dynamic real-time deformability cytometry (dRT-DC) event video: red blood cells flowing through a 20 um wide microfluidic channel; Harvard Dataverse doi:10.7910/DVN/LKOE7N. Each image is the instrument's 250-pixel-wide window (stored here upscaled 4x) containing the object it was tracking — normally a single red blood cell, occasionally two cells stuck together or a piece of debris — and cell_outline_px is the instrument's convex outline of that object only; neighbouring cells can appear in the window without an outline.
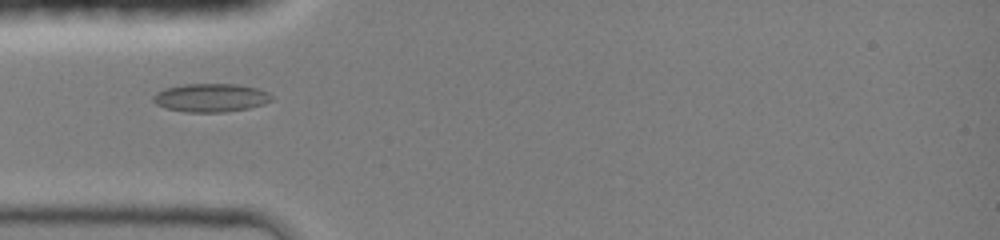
{"species": "common noctule bat (a hibernating species)", "species_latin": "Nyctalus noctula", "temperature_condition": "room temperature", "stored_images_in_passage": 9, "camera_frame_rate_fps": 3000, "um_per_image_px": 0.085, "animal": {"sex": "female", "body_mass_g": 19.0, "forearm_length_mm": 51.5}, "frame": {"image": 1, "passage_image": 1, "time_ms": 0.0, "image_size_px": [1000, 240], "cell_outline_px": [[272, 100], [264, 104], [248, 108], [224, 112], [184, 112], [164, 108], [156, 104], [152, 100], [152, 96], [156, 92], [164, 88], [184, 84], [236, 84], [256, 88], [268, 92], [272, 96]], "centroid_in_image_um": [17.88, 8.31], "position_along_channel_um": 67.1, "area_um2": 19.71}}
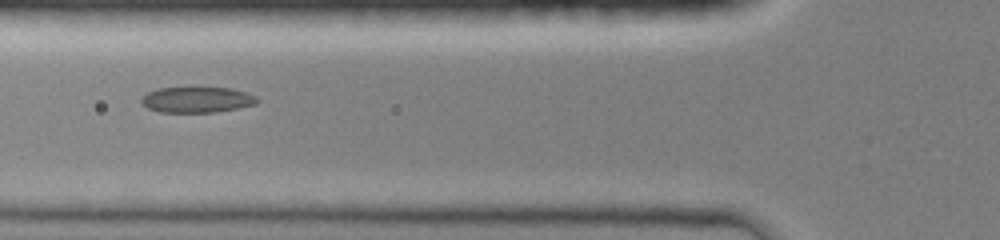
{"frame": {"image": 2, "passage_image": 8, "time_ms": 1.0, "image_size_px": [1000, 240], "cell_outline_px": [[260, 100], [256, 104], [216, 112], [160, 112], [148, 108], [140, 104], [140, 96], [156, 88], [228, 88], [244, 92], [256, 96]], "centroid_in_image_um": [16.68, 8.48], "position_along_channel_um": 109.1, "area_um2": 17.34}}